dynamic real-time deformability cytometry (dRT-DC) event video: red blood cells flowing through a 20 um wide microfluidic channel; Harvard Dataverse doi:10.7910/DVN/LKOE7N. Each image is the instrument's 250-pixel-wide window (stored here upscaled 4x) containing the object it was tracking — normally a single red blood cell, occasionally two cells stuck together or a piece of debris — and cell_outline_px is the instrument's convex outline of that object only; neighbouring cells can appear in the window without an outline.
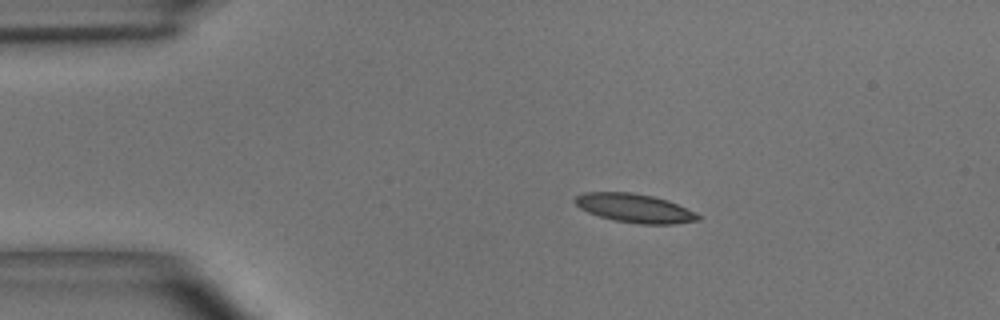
{"species": "common noctule bat (a hibernating species)", "species_latin": "Nyctalus noctula", "temperature_condition": "room temperature", "stored_images_in_passage": 15, "camera_frame_rate_fps": 3000, "um_per_image_px": 0.085, "animal": {"sex": "male", "body_mass_g": 15.6}, "frame": {"image": 1, "passage_image": 9, "time_ms": 2.667, "image_size_px": [1000, 320], "cell_outline_px": [[704, 216], [700, 220], [672, 224], [640, 224], [616, 220], [600, 216], [588, 212], [580, 208], [572, 200], [576, 196], [584, 192], [632, 192], [652, 196], [668, 200], [696, 212]], "centroid_in_image_um": [53.98, 17.69], "position_along_channel_um": 31.0, "area_um2": 20.69}}